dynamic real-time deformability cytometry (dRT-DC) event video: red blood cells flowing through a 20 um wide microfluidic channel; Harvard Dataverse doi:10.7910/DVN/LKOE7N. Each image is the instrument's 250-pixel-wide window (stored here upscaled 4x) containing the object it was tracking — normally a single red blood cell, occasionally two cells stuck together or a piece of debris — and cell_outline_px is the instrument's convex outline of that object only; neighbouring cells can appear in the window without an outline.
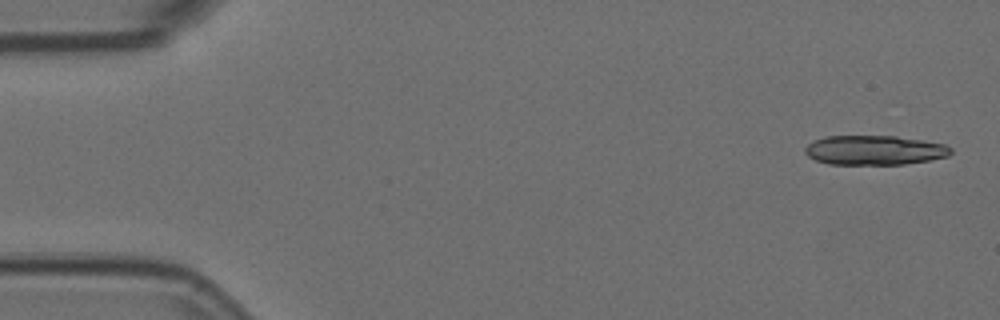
{"species": "Egyptian fruit bat (a non-hibernating species)", "species_latin": "Rousettus aegyptiacus", "temperature_condition": "room temperature", "stored_images_in_passage": 5, "segment_of_instrument_passage": [1, 2], "camera_frame_rate_fps": 3000, "um_per_image_px": 0.085, "animal": {"sex": "female"}, "frame": {"image": 1, "passage_image": 1, "time_ms": 0.0, "image_size_px": [1000, 320], "cell_outline_px": [[952, 152], [948, 156], [928, 160], [904, 164], [828, 164], [816, 160], [808, 156], [804, 152], [804, 148], [808, 144], [824, 136], [896, 136], [944, 144], [952, 148]], "centroid_in_image_um": [74.31, 12.76], "position_along_channel_um": 10.7, "area_um2": 24.91}}
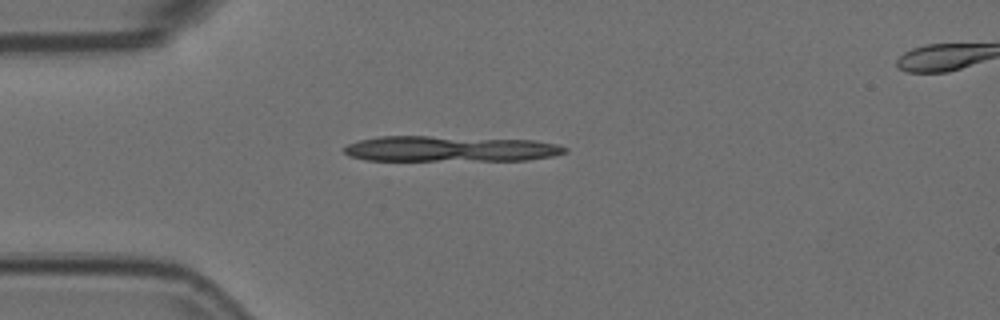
{"frame": {"image": 2, "passage_image": 4, "time_ms": 1.0, "image_size_px": [1000, 320], "cell_outline_px": [[568, 152], [552, 156], [528, 160], [364, 160], [348, 156], [344, 152], [344, 148], [348, 144], [360, 140], [380, 136], [428, 136], [532, 140], [556, 144], [568, 148]], "centroid_in_image_um": [38.25, 12.65], "position_along_channel_um": 46.7, "area_um2": 32.89}}